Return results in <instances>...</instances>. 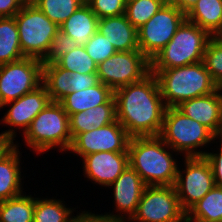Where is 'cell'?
<instances>
[{"label": "cell", "instance_id": "cell-13", "mask_svg": "<svg viewBox=\"0 0 222 222\" xmlns=\"http://www.w3.org/2000/svg\"><path fill=\"white\" fill-rule=\"evenodd\" d=\"M130 138L116 120L92 131L77 134L68 151L75 152L80 157L97 152H128Z\"/></svg>", "mask_w": 222, "mask_h": 222}, {"label": "cell", "instance_id": "cell-42", "mask_svg": "<svg viewBox=\"0 0 222 222\" xmlns=\"http://www.w3.org/2000/svg\"><path fill=\"white\" fill-rule=\"evenodd\" d=\"M222 40V31L217 35Z\"/></svg>", "mask_w": 222, "mask_h": 222}, {"label": "cell", "instance_id": "cell-8", "mask_svg": "<svg viewBox=\"0 0 222 222\" xmlns=\"http://www.w3.org/2000/svg\"><path fill=\"white\" fill-rule=\"evenodd\" d=\"M135 222H186L174 185L146 186L135 214Z\"/></svg>", "mask_w": 222, "mask_h": 222}, {"label": "cell", "instance_id": "cell-10", "mask_svg": "<svg viewBox=\"0 0 222 222\" xmlns=\"http://www.w3.org/2000/svg\"><path fill=\"white\" fill-rule=\"evenodd\" d=\"M185 20V13L171 3H165L151 19L137 29L139 50L151 61Z\"/></svg>", "mask_w": 222, "mask_h": 222}, {"label": "cell", "instance_id": "cell-39", "mask_svg": "<svg viewBox=\"0 0 222 222\" xmlns=\"http://www.w3.org/2000/svg\"><path fill=\"white\" fill-rule=\"evenodd\" d=\"M28 0H0V17H13Z\"/></svg>", "mask_w": 222, "mask_h": 222}, {"label": "cell", "instance_id": "cell-41", "mask_svg": "<svg viewBox=\"0 0 222 222\" xmlns=\"http://www.w3.org/2000/svg\"><path fill=\"white\" fill-rule=\"evenodd\" d=\"M198 0H170L172 5H175L180 11L187 14Z\"/></svg>", "mask_w": 222, "mask_h": 222}, {"label": "cell", "instance_id": "cell-25", "mask_svg": "<svg viewBox=\"0 0 222 222\" xmlns=\"http://www.w3.org/2000/svg\"><path fill=\"white\" fill-rule=\"evenodd\" d=\"M24 57L15 17H0V65L15 62Z\"/></svg>", "mask_w": 222, "mask_h": 222}, {"label": "cell", "instance_id": "cell-21", "mask_svg": "<svg viewBox=\"0 0 222 222\" xmlns=\"http://www.w3.org/2000/svg\"><path fill=\"white\" fill-rule=\"evenodd\" d=\"M99 18L85 2L81 5L59 29L74 39L79 46H84L97 32Z\"/></svg>", "mask_w": 222, "mask_h": 222}, {"label": "cell", "instance_id": "cell-26", "mask_svg": "<svg viewBox=\"0 0 222 222\" xmlns=\"http://www.w3.org/2000/svg\"><path fill=\"white\" fill-rule=\"evenodd\" d=\"M42 84L46 87L51 101L60 102L70 93V72L55 62L43 64Z\"/></svg>", "mask_w": 222, "mask_h": 222}, {"label": "cell", "instance_id": "cell-11", "mask_svg": "<svg viewBox=\"0 0 222 222\" xmlns=\"http://www.w3.org/2000/svg\"><path fill=\"white\" fill-rule=\"evenodd\" d=\"M150 72V60L140 50L117 51L97 66L99 82L113 91L142 80Z\"/></svg>", "mask_w": 222, "mask_h": 222}, {"label": "cell", "instance_id": "cell-14", "mask_svg": "<svg viewBox=\"0 0 222 222\" xmlns=\"http://www.w3.org/2000/svg\"><path fill=\"white\" fill-rule=\"evenodd\" d=\"M220 91L222 88H218L211 94L183 101L176 108L220 138L222 137V93Z\"/></svg>", "mask_w": 222, "mask_h": 222}, {"label": "cell", "instance_id": "cell-15", "mask_svg": "<svg viewBox=\"0 0 222 222\" xmlns=\"http://www.w3.org/2000/svg\"><path fill=\"white\" fill-rule=\"evenodd\" d=\"M82 158L87 178L105 187H109L129 165L128 152H97Z\"/></svg>", "mask_w": 222, "mask_h": 222}, {"label": "cell", "instance_id": "cell-7", "mask_svg": "<svg viewBox=\"0 0 222 222\" xmlns=\"http://www.w3.org/2000/svg\"><path fill=\"white\" fill-rule=\"evenodd\" d=\"M14 17L23 55L42 60L49 50L52 39L59 31V26L30 0Z\"/></svg>", "mask_w": 222, "mask_h": 222}, {"label": "cell", "instance_id": "cell-27", "mask_svg": "<svg viewBox=\"0 0 222 222\" xmlns=\"http://www.w3.org/2000/svg\"><path fill=\"white\" fill-rule=\"evenodd\" d=\"M35 198L23 194L0 202V222H33Z\"/></svg>", "mask_w": 222, "mask_h": 222}, {"label": "cell", "instance_id": "cell-6", "mask_svg": "<svg viewBox=\"0 0 222 222\" xmlns=\"http://www.w3.org/2000/svg\"><path fill=\"white\" fill-rule=\"evenodd\" d=\"M159 137L173 151L185 153L184 157H204L208 152L195 150L217 138L207 127L176 107H166Z\"/></svg>", "mask_w": 222, "mask_h": 222}, {"label": "cell", "instance_id": "cell-5", "mask_svg": "<svg viewBox=\"0 0 222 222\" xmlns=\"http://www.w3.org/2000/svg\"><path fill=\"white\" fill-rule=\"evenodd\" d=\"M26 144L35 152H46L60 146L68 151L72 136L69 116L60 102L51 101L33 120L24 133Z\"/></svg>", "mask_w": 222, "mask_h": 222}, {"label": "cell", "instance_id": "cell-4", "mask_svg": "<svg viewBox=\"0 0 222 222\" xmlns=\"http://www.w3.org/2000/svg\"><path fill=\"white\" fill-rule=\"evenodd\" d=\"M213 36L185 20L174 36L150 61V70H164L203 61L207 44Z\"/></svg>", "mask_w": 222, "mask_h": 222}, {"label": "cell", "instance_id": "cell-36", "mask_svg": "<svg viewBox=\"0 0 222 222\" xmlns=\"http://www.w3.org/2000/svg\"><path fill=\"white\" fill-rule=\"evenodd\" d=\"M99 83L97 73L81 74L70 72V92L81 91L93 87Z\"/></svg>", "mask_w": 222, "mask_h": 222}, {"label": "cell", "instance_id": "cell-37", "mask_svg": "<svg viewBox=\"0 0 222 222\" xmlns=\"http://www.w3.org/2000/svg\"><path fill=\"white\" fill-rule=\"evenodd\" d=\"M221 140V148L220 153H207L205 154V158L209 162L212 173L214 176L215 186L222 187V137H220Z\"/></svg>", "mask_w": 222, "mask_h": 222}, {"label": "cell", "instance_id": "cell-23", "mask_svg": "<svg viewBox=\"0 0 222 222\" xmlns=\"http://www.w3.org/2000/svg\"><path fill=\"white\" fill-rule=\"evenodd\" d=\"M186 20L217 36L222 31V0H198Z\"/></svg>", "mask_w": 222, "mask_h": 222}, {"label": "cell", "instance_id": "cell-18", "mask_svg": "<svg viewBox=\"0 0 222 222\" xmlns=\"http://www.w3.org/2000/svg\"><path fill=\"white\" fill-rule=\"evenodd\" d=\"M97 31L110 41L116 51L139 50L137 29L125 14L99 19Z\"/></svg>", "mask_w": 222, "mask_h": 222}, {"label": "cell", "instance_id": "cell-1", "mask_svg": "<svg viewBox=\"0 0 222 222\" xmlns=\"http://www.w3.org/2000/svg\"><path fill=\"white\" fill-rule=\"evenodd\" d=\"M116 119L130 137L159 136L166 106L152 72L114 90Z\"/></svg>", "mask_w": 222, "mask_h": 222}, {"label": "cell", "instance_id": "cell-30", "mask_svg": "<svg viewBox=\"0 0 222 222\" xmlns=\"http://www.w3.org/2000/svg\"><path fill=\"white\" fill-rule=\"evenodd\" d=\"M165 4L161 0H127L125 15L128 21L139 29Z\"/></svg>", "mask_w": 222, "mask_h": 222}, {"label": "cell", "instance_id": "cell-19", "mask_svg": "<svg viewBox=\"0 0 222 222\" xmlns=\"http://www.w3.org/2000/svg\"><path fill=\"white\" fill-rule=\"evenodd\" d=\"M116 120V102L113 95L102 105L69 116L72 139L77 134L92 131Z\"/></svg>", "mask_w": 222, "mask_h": 222}, {"label": "cell", "instance_id": "cell-35", "mask_svg": "<svg viewBox=\"0 0 222 222\" xmlns=\"http://www.w3.org/2000/svg\"><path fill=\"white\" fill-rule=\"evenodd\" d=\"M127 0H88L86 3L99 18L116 17L125 14Z\"/></svg>", "mask_w": 222, "mask_h": 222}, {"label": "cell", "instance_id": "cell-20", "mask_svg": "<svg viewBox=\"0 0 222 222\" xmlns=\"http://www.w3.org/2000/svg\"><path fill=\"white\" fill-rule=\"evenodd\" d=\"M13 144L0 156V202L22 194L19 149Z\"/></svg>", "mask_w": 222, "mask_h": 222}, {"label": "cell", "instance_id": "cell-43", "mask_svg": "<svg viewBox=\"0 0 222 222\" xmlns=\"http://www.w3.org/2000/svg\"><path fill=\"white\" fill-rule=\"evenodd\" d=\"M164 1L165 3H170V0H161Z\"/></svg>", "mask_w": 222, "mask_h": 222}, {"label": "cell", "instance_id": "cell-16", "mask_svg": "<svg viewBox=\"0 0 222 222\" xmlns=\"http://www.w3.org/2000/svg\"><path fill=\"white\" fill-rule=\"evenodd\" d=\"M51 102L46 87L42 84L32 92L26 93L15 101L6 105L12 106L5 113L2 122L10 127L23 128V134L28 129L32 120Z\"/></svg>", "mask_w": 222, "mask_h": 222}, {"label": "cell", "instance_id": "cell-31", "mask_svg": "<svg viewBox=\"0 0 222 222\" xmlns=\"http://www.w3.org/2000/svg\"><path fill=\"white\" fill-rule=\"evenodd\" d=\"M55 63L69 72L97 73L98 64L89 56L84 46H78L69 53L62 55Z\"/></svg>", "mask_w": 222, "mask_h": 222}, {"label": "cell", "instance_id": "cell-40", "mask_svg": "<svg viewBox=\"0 0 222 222\" xmlns=\"http://www.w3.org/2000/svg\"><path fill=\"white\" fill-rule=\"evenodd\" d=\"M15 136V130L13 129L6 130L0 134V156L14 144Z\"/></svg>", "mask_w": 222, "mask_h": 222}, {"label": "cell", "instance_id": "cell-29", "mask_svg": "<svg viewBox=\"0 0 222 222\" xmlns=\"http://www.w3.org/2000/svg\"><path fill=\"white\" fill-rule=\"evenodd\" d=\"M34 3L52 22L60 26L81 5L83 0H30Z\"/></svg>", "mask_w": 222, "mask_h": 222}, {"label": "cell", "instance_id": "cell-3", "mask_svg": "<svg viewBox=\"0 0 222 222\" xmlns=\"http://www.w3.org/2000/svg\"><path fill=\"white\" fill-rule=\"evenodd\" d=\"M151 72L158 80L166 107H177L183 101L211 94L219 88L203 61Z\"/></svg>", "mask_w": 222, "mask_h": 222}, {"label": "cell", "instance_id": "cell-33", "mask_svg": "<svg viewBox=\"0 0 222 222\" xmlns=\"http://www.w3.org/2000/svg\"><path fill=\"white\" fill-rule=\"evenodd\" d=\"M84 48L97 64L109 59L117 52L110 41L98 31L84 45Z\"/></svg>", "mask_w": 222, "mask_h": 222}, {"label": "cell", "instance_id": "cell-34", "mask_svg": "<svg viewBox=\"0 0 222 222\" xmlns=\"http://www.w3.org/2000/svg\"><path fill=\"white\" fill-rule=\"evenodd\" d=\"M79 45L70 36L63 33L60 29L55 34L50 44L46 56L41 60L43 64L55 62L62 55L69 53Z\"/></svg>", "mask_w": 222, "mask_h": 222}, {"label": "cell", "instance_id": "cell-9", "mask_svg": "<svg viewBox=\"0 0 222 222\" xmlns=\"http://www.w3.org/2000/svg\"><path fill=\"white\" fill-rule=\"evenodd\" d=\"M43 63L24 57L21 60L0 65V105L15 101L42 85Z\"/></svg>", "mask_w": 222, "mask_h": 222}, {"label": "cell", "instance_id": "cell-17", "mask_svg": "<svg viewBox=\"0 0 222 222\" xmlns=\"http://www.w3.org/2000/svg\"><path fill=\"white\" fill-rule=\"evenodd\" d=\"M109 186L113 187L116 211L125 214L130 220L137 210L145 183L139 174L128 165L121 175ZM127 214V215H126Z\"/></svg>", "mask_w": 222, "mask_h": 222}, {"label": "cell", "instance_id": "cell-32", "mask_svg": "<svg viewBox=\"0 0 222 222\" xmlns=\"http://www.w3.org/2000/svg\"><path fill=\"white\" fill-rule=\"evenodd\" d=\"M203 63L216 85L222 88V40L219 37L213 36L209 40Z\"/></svg>", "mask_w": 222, "mask_h": 222}, {"label": "cell", "instance_id": "cell-12", "mask_svg": "<svg viewBox=\"0 0 222 222\" xmlns=\"http://www.w3.org/2000/svg\"><path fill=\"white\" fill-rule=\"evenodd\" d=\"M184 164L186 174L178 168L174 187L182 209L187 212L215 187V181L205 157H185Z\"/></svg>", "mask_w": 222, "mask_h": 222}, {"label": "cell", "instance_id": "cell-24", "mask_svg": "<svg viewBox=\"0 0 222 222\" xmlns=\"http://www.w3.org/2000/svg\"><path fill=\"white\" fill-rule=\"evenodd\" d=\"M186 222H222V187L215 186L186 212Z\"/></svg>", "mask_w": 222, "mask_h": 222}, {"label": "cell", "instance_id": "cell-28", "mask_svg": "<svg viewBox=\"0 0 222 222\" xmlns=\"http://www.w3.org/2000/svg\"><path fill=\"white\" fill-rule=\"evenodd\" d=\"M61 200L35 198L33 222H77L79 215L72 216Z\"/></svg>", "mask_w": 222, "mask_h": 222}, {"label": "cell", "instance_id": "cell-38", "mask_svg": "<svg viewBox=\"0 0 222 222\" xmlns=\"http://www.w3.org/2000/svg\"><path fill=\"white\" fill-rule=\"evenodd\" d=\"M77 222H126L125 216L120 213L118 215L105 214V215H95L93 213L85 212L79 214Z\"/></svg>", "mask_w": 222, "mask_h": 222}, {"label": "cell", "instance_id": "cell-2", "mask_svg": "<svg viewBox=\"0 0 222 222\" xmlns=\"http://www.w3.org/2000/svg\"><path fill=\"white\" fill-rule=\"evenodd\" d=\"M165 148L169 149V146L159 136L130 138L129 165L139 174L146 186L175 184L177 161Z\"/></svg>", "mask_w": 222, "mask_h": 222}, {"label": "cell", "instance_id": "cell-22", "mask_svg": "<svg viewBox=\"0 0 222 222\" xmlns=\"http://www.w3.org/2000/svg\"><path fill=\"white\" fill-rule=\"evenodd\" d=\"M113 95L114 91L110 87L99 82L93 87L81 91L70 92L60 103L68 116H70L81 111H86L89 108L102 105Z\"/></svg>", "mask_w": 222, "mask_h": 222}]
</instances>
